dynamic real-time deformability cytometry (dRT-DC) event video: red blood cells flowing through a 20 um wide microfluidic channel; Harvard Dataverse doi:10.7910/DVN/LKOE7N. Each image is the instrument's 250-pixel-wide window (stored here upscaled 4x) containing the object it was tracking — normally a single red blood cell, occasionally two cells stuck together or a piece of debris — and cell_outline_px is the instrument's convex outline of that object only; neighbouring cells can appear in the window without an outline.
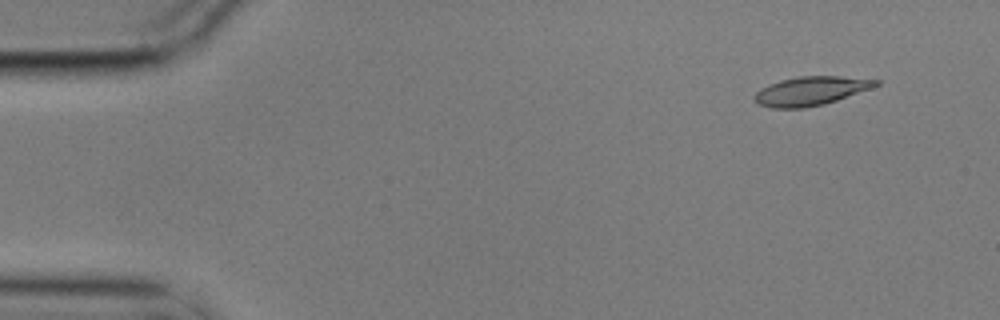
{"species": "common noctule bat (a hibernating species)", "species_latin": "Nyctalus noctula", "temperature_condition": "cold", "stored_images_in_passage": 6, "camera_frame_rate_fps": 3000, "um_per_image_px": 0.085, "animal": {"sex": "male", "body_mass_g": 17.9}, "frame": {"image": 1, "passage_image": 2, "time_ms": 0.333, "image_size_px": [1000, 320], "cell_outline_px": [[880, 84], [872, 88], [824, 104], [804, 108], [772, 108], [756, 104], [752, 100], [752, 96], [760, 88], [780, 80], [800, 76], [836, 76], [880, 80]], "centroid_in_image_um": [68.86, 7.74], "position_along_channel_um": 16.1, "area_um2": 20.46}}
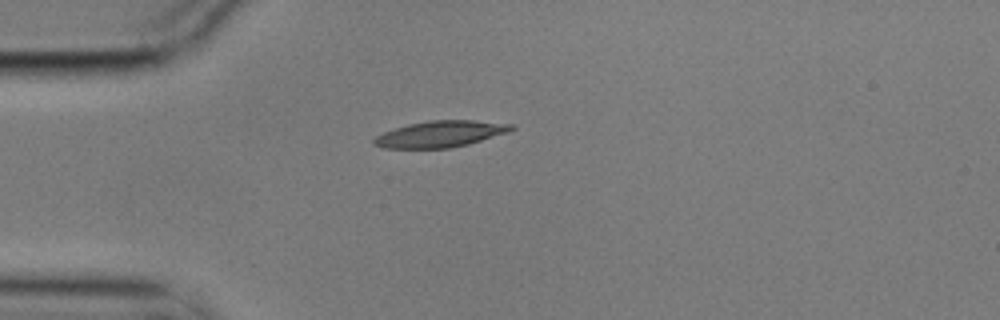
{"frame": {"image": 2, "passage_image": 4, "time_ms": 1.0, "image_size_px": [1000, 320], "cell_outline_px": [[516, 128], [508, 132], [468, 144], [448, 148], [384, 148], [372, 144], [372, 140], [376, 136], [384, 132], [408, 124], [428, 120], [472, 120], [516, 124]], "centroid_in_image_um": [37.45, 11.38], "position_along_channel_um": 47.6, "area_um2": 21.1}}
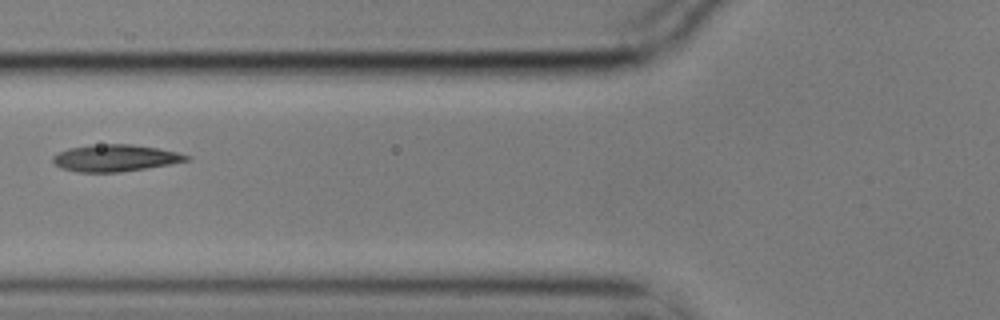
{"frame": {"image": 3, "passage_image": 6, "time_ms": 1.667, "image_size_px": [1000, 320], "cell_outline_px": [[192, 156], [188, 160], [168, 164], [120, 172], [76, 172], [60, 168], [52, 160], [52, 156], [68, 148], [100, 144], [132, 144], [156, 148], [176, 152]], "centroid_in_image_um": [9.76, 13.43], "position_along_channel_um": 116.0, "area_um2": 20.63}}